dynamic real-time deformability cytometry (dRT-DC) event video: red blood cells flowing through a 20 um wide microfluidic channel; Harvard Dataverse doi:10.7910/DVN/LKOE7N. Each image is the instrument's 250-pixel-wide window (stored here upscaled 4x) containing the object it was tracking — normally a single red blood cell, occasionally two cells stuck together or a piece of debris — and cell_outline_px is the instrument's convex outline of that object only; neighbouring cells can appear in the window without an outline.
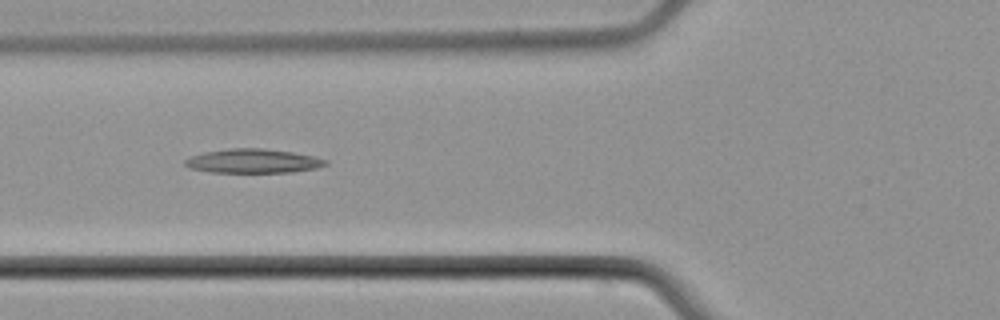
{"species": "common noctule bat (a hibernating species)", "species_latin": "Nyctalus noctula", "temperature_condition": "cold", "stored_images_in_passage": 7, "camera_frame_rate_fps": 3000, "um_per_image_px": 0.085, "animal": {"sex": "male", "body_mass_g": 21.5, "forearm_length_mm": 52.0}, "frame": {"image": 1, "passage_image": 5, "time_ms": 5.0, "image_size_px": [1000, 320], "cell_outline_px": [[328, 164], [316, 168], [292, 172], [212, 172], [188, 168], [184, 164], [184, 160], [192, 156], [204, 152], [228, 148], [264, 148], [292, 152], [312, 156], [328, 160]], "centroid_in_image_um": [21.5, 13.68], "position_along_channel_um": 104.3, "area_um2": 19.71}}
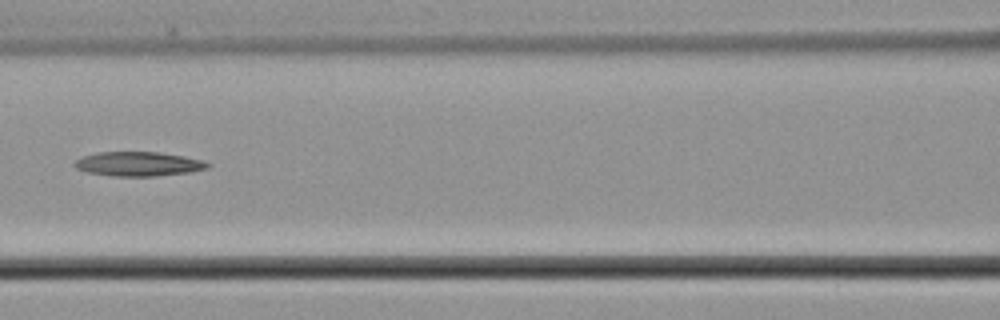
{"frame": {"image": 2, "passage_image": 6, "time_ms": 6.333, "image_size_px": [1000, 320], "cell_outline_px": [[212, 164], [208, 168], [192, 172], [156, 176], [112, 176], [88, 172], [76, 168], [72, 164], [80, 156], [96, 152], [160, 152], [184, 156], [204, 160]], "centroid_in_image_um": [11.78, 13.93], "position_along_channel_um": 154.8, "area_um2": 19.13}}
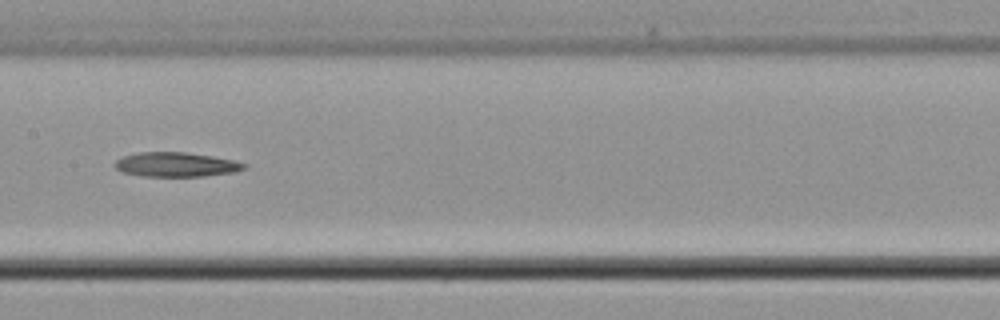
{"frame": {"image": 3, "passage_image": 7, "time_ms": 7.333, "image_size_px": [1000, 320], "cell_outline_px": [[248, 164], [244, 168], [236, 172], [204, 176], [140, 176], [124, 172], [116, 168], [112, 164], [116, 160], [124, 156], [140, 152], [184, 152], [212, 156], [232, 160]], "centroid_in_image_um": [14.96, 13.99], "position_along_channel_um": 192.4, "area_um2": 18.32}}